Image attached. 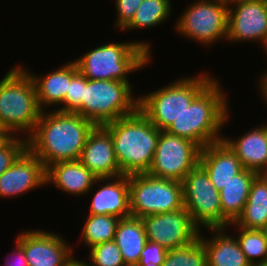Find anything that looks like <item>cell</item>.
<instances>
[{
	"label": "cell",
	"mask_w": 267,
	"mask_h": 266,
	"mask_svg": "<svg viewBox=\"0 0 267 266\" xmlns=\"http://www.w3.org/2000/svg\"><path fill=\"white\" fill-rule=\"evenodd\" d=\"M228 0H198L177 21L176 30L201 44L209 45L228 35Z\"/></svg>",
	"instance_id": "10"
},
{
	"label": "cell",
	"mask_w": 267,
	"mask_h": 266,
	"mask_svg": "<svg viewBox=\"0 0 267 266\" xmlns=\"http://www.w3.org/2000/svg\"><path fill=\"white\" fill-rule=\"evenodd\" d=\"M42 110L39 107L35 86L22 66L15 67L0 80V122L13 134L30 131L32 134ZM16 132V133H15Z\"/></svg>",
	"instance_id": "5"
},
{
	"label": "cell",
	"mask_w": 267,
	"mask_h": 266,
	"mask_svg": "<svg viewBox=\"0 0 267 266\" xmlns=\"http://www.w3.org/2000/svg\"><path fill=\"white\" fill-rule=\"evenodd\" d=\"M219 82L213 80L183 114L165 130L189 139L201 149L222 140L219 132L228 119V101Z\"/></svg>",
	"instance_id": "3"
},
{
	"label": "cell",
	"mask_w": 267,
	"mask_h": 266,
	"mask_svg": "<svg viewBox=\"0 0 267 266\" xmlns=\"http://www.w3.org/2000/svg\"><path fill=\"white\" fill-rule=\"evenodd\" d=\"M238 236L235 237L242 252L252 266L267 262V239L260 229L238 228ZM261 258L258 261L255 259Z\"/></svg>",
	"instance_id": "28"
},
{
	"label": "cell",
	"mask_w": 267,
	"mask_h": 266,
	"mask_svg": "<svg viewBox=\"0 0 267 266\" xmlns=\"http://www.w3.org/2000/svg\"><path fill=\"white\" fill-rule=\"evenodd\" d=\"M79 161L97 178L123 175L113 149L112 136L103 126H96L89 134Z\"/></svg>",
	"instance_id": "16"
},
{
	"label": "cell",
	"mask_w": 267,
	"mask_h": 266,
	"mask_svg": "<svg viewBox=\"0 0 267 266\" xmlns=\"http://www.w3.org/2000/svg\"><path fill=\"white\" fill-rule=\"evenodd\" d=\"M69 266H87V265L84 262L75 259Z\"/></svg>",
	"instance_id": "38"
},
{
	"label": "cell",
	"mask_w": 267,
	"mask_h": 266,
	"mask_svg": "<svg viewBox=\"0 0 267 266\" xmlns=\"http://www.w3.org/2000/svg\"><path fill=\"white\" fill-rule=\"evenodd\" d=\"M201 74L179 79L144 96L138 109L161 131H165L190 106L191 102L214 80Z\"/></svg>",
	"instance_id": "7"
},
{
	"label": "cell",
	"mask_w": 267,
	"mask_h": 266,
	"mask_svg": "<svg viewBox=\"0 0 267 266\" xmlns=\"http://www.w3.org/2000/svg\"><path fill=\"white\" fill-rule=\"evenodd\" d=\"M262 78L259 80L260 82V92L262 94V96H264L263 98H265L264 100H267V73L265 72L262 76ZM267 102V101H266Z\"/></svg>",
	"instance_id": "37"
},
{
	"label": "cell",
	"mask_w": 267,
	"mask_h": 266,
	"mask_svg": "<svg viewBox=\"0 0 267 266\" xmlns=\"http://www.w3.org/2000/svg\"><path fill=\"white\" fill-rule=\"evenodd\" d=\"M16 249L14 250V255H17V261L16 263H12L10 261H7L6 259V263L5 266H29L28 261L26 259L24 250L21 248L20 244L16 241Z\"/></svg>",
	"instance_id": "35"
},
{
	"label": "cell",
	"mask_w": 267,
	"mask_h": 266,
	"mask_svg": "<svg viewBox=\"0 0 267 266\" xmlns=\"http://www.w3.org/2000/svg\"><path fill=\"white\" fill-rule=\"evenodd\" d=\"M89 254L91 263L85 262L87 266H125L120 249L114 240L93 246Z\"/></svg>",
	"instance_id": "30"
},
{
	"label": "cell",
	"mask_w": 267,
	"mask_h": 266,
	"mask_svg": "<svg viewBox=\"0 0 267 266\" xmlns=\"http://www.w3.org/2000/svg\"><path fill=\"white\" fill-rule=\"evenodd\" d=\"M150 50L148 43L144 41L110 43L87 52L75 60V63L89 80H117L129 83L127 75L146 66L151 59Z\"/></svg>",
	"instance_id": "4"
},
{
	"label": "cell",
	"mask_w": 267,
	"mask_h": 266,
	"mask_svg": "<svg viewBox=\"0 0 267 266\" xmlns=\"http://www.w3.org/2000/svg\"><path fill=\"white\" fill-rule=\"evenodd\" d=\"M161 266H207V252L200 237L186 246L168 250Z\"/></svg>",
	"instance_id": "29"
},
{
	"label": "cell",
	"mask_w": 267,
	"mask_h": 266,
	"mask_svg": "<svg viewBox=\"0 0 267 266\" xmlns=\"http://www.w3.org/2000/svg\"><path fill=\"white\" fill-rule=\"evenodd\" d=\"M199 164L218 191L244 169L240 159L223 140L202 148Z\"/></svg>",
	"instance_id": "17"
},
{
	"label": "cell",
	"mask_w": 267,
	"mask_h": 266,
	"mask_svg": "<svg viewBox=\"0 0 267 266\" xmlns=\"http://www.w3.org/2000/svg\"><path fill=\"white\" fill-rule=\"evenodd\" d=\"M147 240L167 250L186 246L199 238L200 229L190 213L183 207L167 213L153 214L141 218Z\"/></svg>",
	"instance_id": "12"
},
{
	"label": "cell",
	"mask_w": 267,
	"mask_h": 266,
	"mask_svg": "<svg viewBox=\"0 0 267 266\" xmlns=\"http://www.w3.org/2000/svg\"><path fill=\"white\" fill-rule=\"evenodd\" d=\"M120 219L114 215L88 214L81 233L86 246L90 249L95 245L113 241Z\"/></svg>",
	"instance_id": "26"
},
{
	"label": "cell",
	"mask_w": 267,
	"mask_h": 266,
	"mask_svg": "<svg viewBox=\"0 0 267 266\" xmlns=\"http://www.w3.org/2000/svg\"><path fill=\"white\" fill-rule=\"evenodd\" d=\"M16 241L24 250L29 266H69L75 260L70 246L57 234L25 231Z\"/></svg>",
	"instance_id": "14"
},
{
	"label": "cell",
	"mask_w": 267,
	"mask_h": 266,
	"mask_svg": "<svg viewBox=\"0 0 267 266\" xmlns=\"http://www.w3.org/2000/svg\"><path fill=\"white\" fill-rule=\"evenodd\" d=\"M267 223V176L258 174L250 188L241 216L233 225L246 229H262Z\"/></svg>",
	"instance_id": "25"
},
{
	"label": "cell",
	"mask_w": 267,
	"mask_h": 266,
	"mask_svg": "<svg viewBox=\"0 0 267 266\" xmlns=\"http://www.w3.org/2000/svg\"><path fill=\"white\" fill-rule=\"evenodd\" d=\"M258 175L255 171L243 169L219 191L223 214V228L235 223L241 216L248 200L251 184Z\"/></svg>",
	"instance_id": "22"
},
{
	"label": "cell",
	"mask_w": 267,
	"mask_h": 266,
	"mask_svg": "<svg viewBox=\"0 0 267 266\" xmlns=\"http://www.w3.org/2000/svg\"><path fill=\"white\" fill-rule=\"evenodd\" d=\"M170 13V0H143L124 30L153 27L166 21Z\"/></svg>",
	"instance_id": "27"
},
{
	"label": "cell",
	"mask_w": 267,
	"mask_h": 266,
	"mask_svg": "<svg viewBox=\"0 0 267 266\" xmlns=\"http://www.w3.org/2000/svg\"><path fill=\"white\" fill-rule=\"evenodd\" d=\"M209 230L215 234L212 238L206 240L199 235L207 252V266H252L234 235L232 237L226 234L224 228H209Z\"/></svg>",
	"instance_id": "23"
},
{
	"label": "cell",
	"mask_w": 267,
	"mask_h": 266,
	"mask_svg": "<svg viewBox=\"0 0 267 266\" xmlns=\"http://www.w3.org/2000/svg\"><path fill=\"white\" fill-rule=\"evenodd\" d=\"M114 241L120 249L125 265H137L147 242L141 218H121L116 227Z\"/></svg>",
	"instance_id": "24"
},
{
	"label": "cell",
	"mask_w": 267,
	"mask_h": 266,
	"mask_svg": "<svg viewBox=\"0 0 267 266\" xmlns=\"http://www.w3.org/2000/svg\"><path fill=\"white\" fill-rule=\"evenodd\" d=\"M105 180L97 178L79 160L60 161L46 168V184L52 182L59 190L74 196L89 192L95 183Z\"/></svg>",
	"instance_id": "18"
},
{
	"label": "cell",
	"mask_w": 267,
	"mask_h": 266,
	"mask_svg": "<svg viewBox=\"0 0 267 266\" xmlns=\"http://www.w3.org/2000/svg\"><path fill=\"white\" fill-rule=\"evenodd\" d=\"M228 4H236L228 9L227 39L233 41L267 39V1L266 0H228Z\"/></svg>",
	"instance_id": "13"
},
{
	"label": "cell",
	"mask_w": 267,
	"mask_h": 266,
	"mask_svg": "<svg viewBox=\"0 0 267 266\" xmlns=\"http://www.w3.org/2000/svg\"><path fill=\"white\" fill-rule=\"evenodd\" d=\"M256 266H267V262L264 264L256 265Z\"/></svg>",
	"instance_id": "41"
},
{
	"label": "cell",
	"mask_w": 267,
	"mask_h": 266,
	"mask_svg": "<svg viewBox=\"0 0 267 266\" xmlns=\"http://www.w3.org/2000/svg\"><path fill=\"white\" fill-rule=\"evenodd\" d=\"M103 127L112 136V145L121 173H147L158 146L161 130L139 109Z\"/></svg>",
	"instance_id": "2"
},
{
	"label": "cell",
	"mask_w": 267,
	"mask_h": 266,
	"mask_svg": "<svg viewBox=\"0 0 267 266\" xmlns=\"http://www.w3.org/2000/svg\"><path fill=\"white\" fill-rule=\"evenodd\" d=\"M184 208L201 229L223 228V214L219 191L206 170L198 163L183 179Z\"/></svg>",
	"instance_id": "9"
},
{
	"label": "cell",
	"mask_w": 267,
	"mask_h": 266,
	"mask_svg": "<svg viewBox=\"0 0 267 266\" xmlns=\"http://www.w3.org/2000/svg\"><path fill=\"white\" fill-rule=\"evenodd\" d=\"M23 138L20 139L16 136L6 147L0 150V176L27 149V138L26 136Z\"/></svg>",
	"instance_id": "32"
},
{
	"label": "cell",
	"mask_w": 267,
	"mask_h": 266,
	"mask_svg": "<svg viewBox=\"0 0 267 266\" xmlns=\"http://www.w3.org/2000/svg\"><path fill=\"white\" fill-rule=\"evenodd\" d=\"M131 216L145 217L184 207L182 182L143 174L129 175Z\"/></svg>",
	"instance_id": "8"
},
{
	"label": "cell",
	"mask_w": 267,
	"mask_h": 266,
	"mask_svg": "<svg viewBox=\"0 0 267 266\" xmlns=\"http://www.w3.org/2000/svg\"><path fill=\"white\" fill-rule=\"evenodd\" d=\"M240 159L243 167L265 174L267 171V125L245 133L237 140L222 138Z\"/></svg>",
	"instance_id": "20"
},
{
	"label": "cell",
	"mask_w": 267,
	"mask_h": 266,
	"mask_svg": "<svg viewBox=\"0 0 267 266\" xmlns=\"http://www.w3.org/2000/svg\"><path fill=\"white\" fill-rule=\"evenodd\" d=\"M200 151L201 148L193 141L161 131L158 146L147 173L154 177L182 182L199 163Z\"/></svg>",
	"instance_id": "11"
},
{
	"label": "cell",
	"mask_w": 267,
	"mask_h": 266,
	"mask_svg": "<svg viewBox=\"0 0 267 266\" xmlns=\"http://www.w3.org/2000/svg\"><path fill=\"white\" fill-rule=\"evenodd\" d=\"M261 230L264 232L265 237L267 239V223L265 224V226Z\"/></svg>",
	"instance_id": "39"
},
{
	"label": "cell",
	"mask_w": 267,
	"mask_h": 266,
	"mask_svg": "<svg viewBox=\"0 0 267 266\" xmlns=\"http://www.w3.org/2000/svg\"><path fill=\"white\" fill-rule=\"evenodd\" d=\"M94 123L72 112H43L27 138V149L48 166L79 160Z\"/></svg>",
	"instance_id": "1"
},
{
	"label": "cell",
	"mask_w": 267,
	"mask_h": 266,
	"mask_svg": "<svg viewBox=\"0 0 267 266\" xmlns=\"http://www.w3.org/2000/svg\"><path fill=\"white\" fill-rule=\"evenodd\" d=\"M263 48L266 50L265 52L267 53V39H266V41L264 42V44H263Z\"/></svg>",
	"instance_id": "40"
},
{
	"label": "cell",
	"mask_w": 267,
	"mask_h": 266,
	"mask_svg": "<svg viewBox=\"0 0 267 266\" xmlns=\"http://www.w3.org/2000/svg\"><path fill=\"white\" fill-rule=\"evenodd\" d=\"M128 82L117 80H89L84 76L81 110L77 113L96 126H104L138 109V96L131 95Z\"/></svg>",
	"instance_id": "6"
},
{
	"label": "cell",
	"mask_w": 267,
	"mask_h": 266,
	"mask_svg": "<svg viewBox=\"0 0 267 266\" xmlns=\"http://www.w3.org/2000/svg\"><path fill=\"white\" fill-rule=\"evenodd\" d=\"M114 180L113 183L110 180ZM107 184H103L93 195L89 214L114 215L119 218L131 216L129 200V175H120L114 178H106Z\"/></svg>",
	"instance_id": "19"
},
{
	"label": "cell",
	"mask_w": 267,
	"mask_h": 266,
	"mask_svg": "<svg viewBox=\"0 0 267 266\" xmlns=\"http://www.w3.org/2000/svg\"><path fill=\"white\" fill-rule=\"evenodd\" d=\"M13 133L5 128L0 130V150L6 147L16 136L12 135Z\"/></svg>",
	"instance_id": "36"
},
{
	"label": "cell",
	"mask_w": 267,
	"mask_h": 266,
	"mask_svg": "<svg viewBox=\"0 0 267 266\" xmlns=\"http://www.w3.org/2000/svg\"><path fill=\"white\" fill-rule=\"evenodd\" d=\"M143 0H116V13L118 16L115 26L120 30L124 29L133 19Z\"/></svg>",
	"instance_id": "34"
},
{
	"label": "cell",
	"mask_w": 267,
	"mask_h": 266,
	"mask_svg": "<svg viewBox=\"0 0 267 266\" xmlns=\"http://www.w3.org/2000/svg\"><path fill=\"white\" fill-rule=\"evenodd\" d=\"M46 184L42 161L26 149L0 176V197L17 196Z\"/></svg>",
	"instance_id": "15"
},
{
	"label": "cell",
	"mask_w": 267,
	"mask_h": 266,
	"mask_svg": "<svg viewBox=\"0 0 267 266\" xmlns=\"http://www.w3.org/2000/svg\"><path fill=\"white\" fill-rule=\"evenodd\" d=\"M33 80L39 107L44 111L45 106L60 105L65 101L66 91L69 88V81L79 71L75 61L67 63L56 71L46 76L37 77L34 73H29L24 69Z\"/></svg>",
	"instance_id": "21"
},
{
	"label": "cell",
	"mask_w": 267,
	"mask_h": 266,
	"mask_svg": "<svg viewBox=\"0 0 267 266\" xmlns=\"http://www.w3.org/2000/svg\"><path fill=\"white\" fill-rule=\"evenodd\" d=\"M167 252L160 244L147 240L137 266H161Z\"/></svg>",
	"instance_id": "33"
},
{
	"label": "cell",
	"mask_w": 267,
	"mask_h": 266,
	"mask_svg": "<svg viewBox=\"0 0 267 266\" xmlns=\"http://www.w3.org/2000/svg\"><path fill=\"white\" fill-rule=\"evenodd\" d=\"M84 93V75L78 71L69 81V88L66 91L65 101L60 109V112L78 113L81 110V103Z\"/></svg>",
	"instance_id": "31"
}]
</instances>
